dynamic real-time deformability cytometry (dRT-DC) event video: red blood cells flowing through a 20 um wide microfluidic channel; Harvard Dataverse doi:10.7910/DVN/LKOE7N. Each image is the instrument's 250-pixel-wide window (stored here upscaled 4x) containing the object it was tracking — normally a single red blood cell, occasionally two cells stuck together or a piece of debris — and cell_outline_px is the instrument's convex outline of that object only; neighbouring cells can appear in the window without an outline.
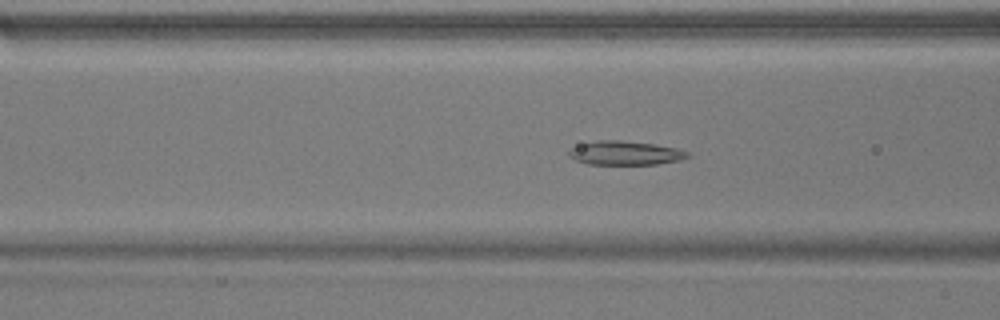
{"species": "common noctule bat (a hibernating species)", "species_latin": "Nyctalus noctula", "temperature_condition": "warm", "stored_images_in_passage": 52, "camera_frame_rate_fps": 3000, "um_per_image_px": 0.085, "animal": {"sex": "male", "body_mass_g": 17.9}, "frame": {"image": 1, "passage_image": 20, "time_ms": 6.333, "image_size_px": [1000, 320], "cell_outline_px": [[688, 156], [680, 160], [656, 164], [588, 164], [576, 160], [568, 156], [568, 148], [580, 144], [596, 140], [620, 140], [652, 144], [676, 148], [688, 152]], "centroid_in_image_um": [53.07, 13.0], "position_along_channel_um": 113.5, "area_um2": 16.47}}
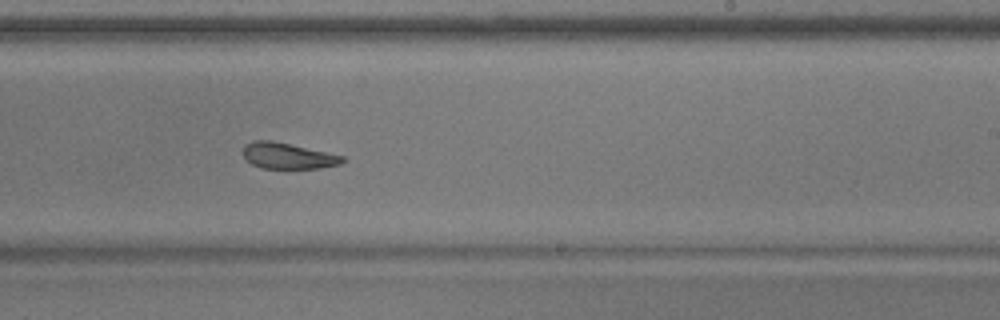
{"frame": {"image": 2, "passage_image": 32, "time_ms": 10.333, "image_size_px": [1000, 320], "cell_outline_px": [[348, 160], [340, 164], [320, 168], [260, 168], [252, 164], [244, 156], [244, 144], [252, 140], [272, 140], [344, 156]], "centroid_in_image_um": [24.48, 13.24], "position_along_channel_um": 264.5, "area_um2": 15.03}}
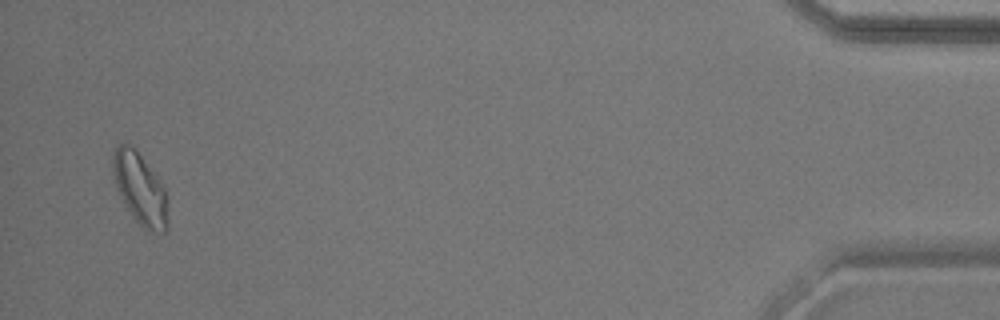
{"frame": {"image": 3, "passage_image": 51, "time_ms": 16.667, "image_size_px": [1000, 320], "cell_outline_px": [[168, 220], [164, 232], [148, 232], [132, 216], [124, 204], [120, 196], [116, 184], [112, 168], [112, 156], [116, 148], [120, 144], [128, 144], [136, 148], [164, 188], [168, 196]], "centroid_in_image_um": [11.91, 16.06], "position_along_channel_um": 423.3, "area_um2": 22.83}, "authors_computed_cell_mechanics": {"area_um2": 17.918, "velocity_mm_per_s": 3.7761, "shape_relaxation_time_tau1_ms": null, "shape_relaxation_time_tau2_ms": 1.5975, "deformation_change_tau1": null, "deformation_change_tau2": 0.0728}}